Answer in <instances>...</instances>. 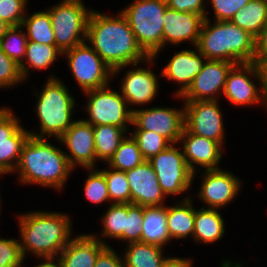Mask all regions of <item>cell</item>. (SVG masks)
Listing matches in <instances>:
<instances>
[{"label": "cell", "instance_id": "f35d334b", "mask_svg": "<svg viewBox=\"0 0 267 267\" xmlns=\"http://www.w3.org/2000/svg\"><path fill=\"white\" fill-rule=\"evenodd\" d=\"M24 259L19 240L0 237V267H22Z\"/></svg>", "mask_w": 267, "mask_h": 267}, {"label": "cell", "instance_id": "7402d4cb", "mask_svg": "<svg viewBox=\"0 0 267 267\" xmlns=\"http://www.w3.org/2000/svg\"><path fill=\"white\" fill-rule=\"evenodd\" d=\"M158 77L148 68L129 69L122 79L121 95L127 105H143L151 102L158 92Z\"/></svg>", "mask_w": 267, "mask_h": 267}, {"label": "cell", "instance_id": "9c48e42d", "mask_svg": "<svg viewBox=\"0 0 267 267\" xmlns=\"http://www.w3.org/2000/svg\"><path fill=\"white\" fill-rule=\"evenodd\" d=\"M68 59V66L77 85L83 92L100 89L109 84L113 77L112 69L102 60V58L86 42L73 47L62 56Z\"/></svg>", "mask_w": 267, "mask_h": 267}, {"label": "cell", "instance_id": "c3c4849f", "mask_svg": "<svg viewBox=\"0 0 267 267\" xmlns=\"http://www.w3.org/2000/svg\"><path fill=\"white\" fill-rule=\"evenodd\" d=\"M44 261L45 262L36 265V267H62L58 258H56L57 262L55 261V258H46Z\"/></svg>", "mask_w": 267, "mask_h": 267}, {"label": "cell", "instance_id": "7dc6e473", "mask_svg": "<svg viewBox=\"0 0 267 267\" xmlns=\"http://www.w3.org/2000/svg\"><path fill=\"white\" fill-rule=\"evenodd\" d=\"M161 267H192V260L179 257H166Z\"/></svg>", "mask_w": 267, "mask_h": 267}, {"label": "cell", "instance_id": "d6986e66", "mask_svg": "<svg viewBox=\"0 0 267 267\" xmlns=\"http://www.w3.org/2000/svg\"><path fill=\"white\" fill-rule=\"evenodd\" d=\"M178 143L183 144L182 150L185 161L194 176L197 172L195 171V165H199L205 170L220 169L218 164L223 155V148L218 142L190 133L184 128Z\"/></svg>", "mask_w": 267, "mask_h": 267}, {"label": "cell", "instance_id": "e575fe53", "mask_svg": "<svg viewBox=\"0 0 267 267\" xmlns=\"http://www.w3.org/2000/svg\"><path fill=\"white\" fill-rule=\"evenodd\" d=\"M127 214L126 204H110L106 213L102 216V236L123 240V229L125 228Z\"/></svg>", "mask_w": 267, "mask_h": 267}, {"label": "cell", "instance_id": "3957f363", "mask_svg": "<svg viewBox=\"0 0 267 267\" xmlns=\"http://www.w3.org/2000/svg\"><path fill=\"white\" fill-rule=\"evenodd\" d=\"M46 140L29 136L14 172L19 173L18 181L23 184L34 183L61 190L74 169L65 152Z\"/></svg>", "mask_w": 267, "mask_h": 267}, {"label": "cell", "instance_id": "cb8c5ba5", "mask_svg": "<svg viewBox=\"0 0 267 267\" xmlns=\"http://www.w3.org/2000/svg\"><path fill=\"white\" fill-rule=\"evenodd\" d=\"M192 201L187 196L178 204L167 206V229L171 240L193 237L195 208Z\"/></svg>", "mask_w": 267, "mask_h": 267}, {"label": "cell", "instance_id": "e0dca14e", "mask_svg": "<svg viewBox=\"0 0 267 267\" xmlns=\"http://www.w3.org/2000/svg\"><path fill=\"white\" fill-rule=\"evenodd\" d=\"M201 176V187L197 196L209 209L225 207L240 192L241 181L232 172L222 169L204 170Z\"/></svg>", "mask_w": 267, "mask_h": 267}, {"label": "cell", "instance_id": "7bdbcfd3", "mask_svg": "<svg viewBox=\"0 0 267 267\" xmlns=\"http://www.w3.org/2000/svg\"><path fill=\"white\" fill-rule=\"evenodd\" d=\"M205 0H168L167 7L180 12H192L207 17Z\"/></svg>", "mask_w": 267, "mask_h": 267}, {"label": "cell", "instance_id": "681fc988", "mask_svg": "<svg viewBox=\"0 0 267 267\" xmlns=\"http://www.w3.org/2000/svg\"><path fill=\"white\" fill-rule=\"evenodd\" d=\"M10 26L0 18V39Z\"/></svg>", "mask_w": 267, "mask_h": 267}, {"label": "cell", "instance_id": "836d02e7", "mask_svg": "<svg viewBox=\"0 0 267 267\" xmlns=\"http://www.w3.org/2000/svg\"><path fill=\"white\" fill-rule=\"evenodd\" d=\"M22 26H10L0 39V49L17 64L24 60L27 44L26 32Z\"/></svg>", "mask_w": 267, "mask_h": 267}, {"label": "cell", "instance_id": "484cf974", "mask_svg": "<svg viewBox=\"0 0 267 267\" xmlns=\"http://www.w3.org/2000/svg\"><path fill=\"white\" fill-rule=\"evenodd\" d=\"M225 233L224 220L218 209H209L204 206L195 209L193 239L197 242L213 243Z\"/></svg>", "mask_w": 267, "mask_h": 267}, {"label": "cell", "instance_id": "f546056e", "mask_svg": "<svg viewBox=\"0 0 267 267\" xmlns=\"http://www.w3.org/2000/svg\"><path fill=\"white\" fill-rule=\"evenodd\" d=\"M96 161L108 162L126 137L128 130L115 125L93 126Z\"/></svg>", "mask_w": 267, "mask_h": 267}, {"label": "cell", "instance_id": "7a4b0ae2", "mask_svg": "<svg viewBox=\"0 0 267 267\" xmlns=\"http://www.w3.org/2000/svg\"><path fill=\"white\" fill-rule=\"evenodd\" d=\"M20 247L42 258H58L72 237L70 217L60 212L35 211L19 216ZM71 236V237H70Z\"/></svg>", "mask_w": 267, "mask_h": 267}, {"label": "cell", "instance_id": "bcb514c9", "mask_svg": "<svg viewBox=\"0 0 267 267\" xmlns=\"http://www.w3.org/2000/svg\"><path fill=\"white\" fill-rule=\"evenodd\" d=\"M255 63L261 77V88L267 100V57H260Z\"/></svg>", "mask_w": 267, "mask_h": 267}, {"label": "cell", "instance_id": "74e56055", "mask_svg": "<svg viewBox=\"0 0 267 267\" xmlns=\"http://www.w3.org/2000/svg\"><path fill=\"white\" fill-rule=\"evenodd\" d=\"M143 214V206L127 203L123 241H126L127 243L141 241Z\"/></svg>", "mask_w": 267, "mask_h": 267}, {"label": "cell", "instance_id": "603a6c76", "mask_svg": "<svg viewBox=\"0 0 267 267\" xmlns=\"http://www.w3.org/2000/svg\"><path fill=\"white\" fill-rule=\"evenodd\" d=\"M108 246L94 234H83L72 238L59 254L62 267H94L98 254Z\"/></svg>", "mask_w": 267, "mask_h": 267}, {"label": "cell", "instance_id": "4dcf8cb0", "mask_svg": "<svg viewBox=\"0 0 267 267\" xmlns=\"http://www.w3.org/2000/svg\"><path fill=\"white\" fill-rule=\"evenodd\" d=\"M21 26L26 27L28 40L40 44L56 45L50 14L47 10L37 11L30 16L26 14Z\"/></svg>", "mask_w": 267, "mask_h": 267}, {"label": "cell", "instance_id": "4fadbf2b", "mask_svg": "<svg viewBox=\"0 0 267 267\" xmlns=\"http://www.w3.org/2000/svg\"><path fill=\"white\" fill-rule=\"evenodd\" d=\"M185 128L193 134L224 144L223 114L218 100L184 102Z\"/></svg>", "mask_w": 267, "mask_h": 267}, {"label": "cell", "instance_id": "d4e9b609", "mask_svg": "<svg viewBox=\"0 0 267 267\" xmlns=\"http://www.w3.org/2000/svg\"><path fill=\"white\" fill-rule=\"evenodd\" d=\"M170 240L167 206L144 207L141 241L164 247Z\"/></svg>", "mask_w": 267, "mask_h": 267}, {"label": "cell", "instance_id": "5b68a950", "mask_svg": "<svg viewBox=\"0 0 267 267\" xmlns=\"http://www.w3.org/2000/svg\"><path fill=\"white\" fill-rule=\"evenodd\" d=\"M36 115L40 121L38 134L30 132V136L36 138H48L51 136L59 139L73 124L72 113L75 109V100L70 95L67 86L55 75H49L48 81L41 93L38 91Z\"/></svg>", "mask_w": 267, "mask_h": 267}, {"label": "cell", "instance_id": "1f68e13d", "mask_svg": "<svg viewBox=\"0 0 267 267\" xmlns=\"http://www.w3.org/2000/svg\"><path fill=\"white\" fill-rule=\"evenodd\" d=\"M144 161L145 159L136 141L129 134L128 137L126 136L124 138L118 149L114 152V155L106 164L111 168L126 172L142 164Z\"/></svg>", "mask_w": 267, "mask_h": 267}, {"label": "cell", "instance_id": "ba28073f", "mask_svg": "<svg viewBox=\"0 0 267 267\" xmlns=\"http://www.w3.org/2000/svg\"><path fill=\"white\" fill-rule=\"evenodd\" d=\"M84 93L88 97L86 111L89 116L84 121L93 126L115 125L124 130L128 129V124L132 125L133 109H128L127 101L120 92L111 90L108 85Z\"/></svg>", "mask_w": 267, "mask_h": 267}, {"label": "cell", "instance_id": "8d00e7d4", "mask_svg": "<svg viewBox=\"0 0 267 267\" xmlns=\"http://www.w3.org/2000/svg\"><path fill=\"white\" fill-rule=\"evenodd\" d=\"M89 174L84 185V195L92 204L110 202L104 174L95 168L88 169Z\"/></svg>", "mask_w": 267, "mask_h": 267}, {"label": "cell", "instance_id": "f1b7e54d", "mask_svg": "<svg viewBox=\"0 0 267 267\" xmlns=\"http://www.w3.org/2000/svg\"><path fill=\"white\" fill-rule=\"evenodd\" d=\"M230 21L256 38L267 25V0H250Z\"/></svg>", "mask_w": 267, "mask_h": 267}, {"label": "cell", "instance_id": "7c38bea8", "mask_svg": "<svg viewBox=\"0 0 267 267\" xmlns=\"http://www.w3.org/2000/svg\"><path fill=\"white\" fill-rule=\"evenodd\" d=\"M251 76L259 80L260 89ZM222 95L237 106L256 105L262 102L267 109V100L261 88V77L255 62L235 64L228 73Z\"/></svg>", "mask_w": 267, "mask_h": 267}, {"label": "cell", "instance_id": "44dd1931", "mask_svg": "<svg viewBox=\"0 0 267 267\" xmlns=\"http://www.w3.org/2000/svg\"><path fill=\"white\" fill-rule=\"evenodd\" d=\"M194 48L195 51L186 49L175 53L165 68L161 70V77H166L168 80L181 84L175 92L176 97L182 96L187 91L207 60L199 52L197 46H194Z\"/></svg>", "mask_w": 267, "mask_h": 267}, {"label": "cell", "instance_id": "8992f818", "mask_svg": "<svg viewBox=\"0 0 267 267\" xmlns=\"http://www.w3.org/2000/svg\"><path fill=\"white\" fill-rule=\"evenodd\" d=\"M167 8V2L161 0H135L121 11L149 57L156 58L163 49V17Z\"/></svg>", "mask_w": 267, "mask_h": 267}, {"label": "cell", "instance_id": "d6a6232c", "mask_svg": "<svg viewBox=\"0 0 267 267\" xmlns=\"http://www.w3.org/2000/svg\"><path fill=\"white\" fill-rule=\"evenodd\" d=\"M107 169H102L100 171L105 176L110 202L112 201L111 204L131 203V191L126 172L109 166Z\"/></svg>", "mask_w": 267, "mask_h": 267}, {"label": "cell", "instance_id": "9a60e30c", "mask_svg": "<svg viewBox=\"0 0 267 267\" xmlns=\"http://www.w3.org/2000/svg\"><path fill=\"white\" fill-rule=\"evenodd\" d=\"M234 65L224 60H206L191 86L177 98L184 102L218 100L217 95L223 94L228 73Z\"/></svg>", "mask_w": 267, "mask_h": 267}, {"label": "cell", "instance_id": "60d3db41", "mask_svg": "<svg viewBox=\"0 0 267 267\" xmlns=\"http://www.w3.org/2000/svg\"><path fill=\"white\" fill-rule=\"evenodd\" d=\"M23 81L20 65L0 49V88H10Z\"/></svg>", "mask_w": 267, "mask_h": 267}, {"label": "cell", "instance_id": "4316f807", "mask_svg": "<svg viewBox=\"0 0 267 267\" xmlns=\"http://www.w3.org/2000/svg\"><path fill=\"white\" fill-rule=\"evenodd\" d=\"M123 254L125 267H161L166 259L163 247L142 241L127 243Z\"/></svg>", "mask_w": 267, "mask_h": 267}, {"label": "cell", "instance_id": "ac0fdd59", "mask_svg": "<svg viewBox=\"0 0 267 267\" xmlns=\"http://www.w3.org/2000/svg\"><path fill=\"white\" fill-rule=\"evenodd\" d=\"M131 191V203L143 207L164 205L163 193L151 163L145 160L132 170L126 171Z\"/></svg>", "mask_w": 267, "mask_h": 267}, {"label": "cell", "instance_id": "ab89813d", "mask_svg": "<svg viewBox=\"0 0 267 267\" xmlns=\"http://www.w3.org/2000/svg\"><path fill=\"white\" fill-rule=\"evenodd\" d=\"M28 0H0V18L9 26H20Z\"/></svg>", "mask_w": 267, "mask_h": 267}, {"label": "cell", "instance_id": "b9f144b4", "mask_svg": "<svg viewBox=\"0 0 267 267\" xmlns=\"http://www.w3.org/2000/svg\"><path fill=\"white\" fill-rule=\"evenodd\" d=\"M211 2L214 21H230L236 12L245 7L250 0H206Z\"/></svg>", "mask_w": 267, "mask_h": 267}, {"label": "cell", "instance_id": "5bb4252c", "mask_svg": "<svg viewBox=\"0 0 267 267\" xmlns=\"http://www.w3.org/2000/svg\"><path fill=\"white\" fill-rule=\"evenodd\" d=\"M11 109L0 107V172L14 173L24 143L30 136Z\"/></svg>", "mask_w": 267, "mask_h": 267}, {"label": "cell", "instance_id": "6da1fadb", "mask_svg": "<svg viewBox=\"0 0 267 267\" xmlns=\"http://www.w3.org/2000/svg\"><path fill=\"white\" fill-rule=\"evenodd\" d=\"M86 42L112 69L113 76L129 65L142 62L154 65L139 46L127 18L119 12L109 16L91 9L87 23Z\"/></svg>", "mask_w": 267, "mask_h": 267}, {"label": "cell", "instance_id": "ffe728a7", "mask_svg": "<svg viewBox=\"0 0 267 267\" xmlns=\"http://www.w3.org/2000/svg\"><path fill=\"white\" fill-rule=\"evenodd\" d=\"M204 19L196 13L167 8L163 17V49L166 43L179 45L184 41L197 46Z\"/></svg>", "mask_w": 267, "mask_h": 267}, {"label": "cell", "instance_id": "30bf717a", "mask_svg": "<svg viewBox=\"0 0 267 267\" xmlns=\"http://www.w3.org/2000/svg\"><path fill=\"white\" fill-rule=\"evenodd\" d=\"M148 161L165 196L190 190L194 173L186 163L183 151H179L175 144L169 145Z\"/></svg>", "mask_w": 267, "mask_h": 267}, {"label": "cell", "instance_id": "83f0119b", "mask_svg": "<svg viewBox=\"0 0 267 267\" xmlns=\"http://www.w3.org/2000/svg\"><path fill=\"white\" fill-rule=\"evenodd\" d=\"M58 55H63V53L56 47V45L40 44L28 40L25 57L20 65V72L23 79L26 80L31 67L32 69L36 68L35 70L49 69V66L58 59Z\"/></svg>", "mask_w": 267, "mask_h": 267}, {"label": "cell", "instance_id": "f6af8a7d", "mask_svg": "<svg viewBox=\"0 0 267 267\" xmlns=\"http://www.w3.org/2000/svg\"><path fill=\"white\" fill-rule=\"evenodd\" d=\"M260 57H267V25L255 38V62Z\"/></svg>", "mask_w": 267, "mask_h": 267}, {"label": "cell", "instance_id": "52a82bcc", "mask_svg": "<svg viewBox=\"0 0 267 267\" xmlns=\"http://www.w3.org/2000/svg\"><path fill=\"white\" fill-rule=\"evenodd\" d=\"M56 47L63 53L86 41L88 11L82 0H62L49 7Z\"/></svg>", "mask_w": 267, "mask_h": 267}, {"label": "cell", "instance_id": "2e32d148", "mask_svg": "<svg viewBox=\"0 0 267 267\" xmlns=\"http://www.w3.org/2000/svg\"><path fill=\"white\" fill-rule=\"evenodd\" d=\"M68 148L65 152L70 166H82L86 170L95 168L96 152L94 143L93 125L83 119L74 120L71 127L57 139Z\"/></svg>", "mask_w": 267, "mask_h": 267}, {"label": "cell", "instance_id": "ee69618b", "mask_svg": "<svg viewBox=\"0 0 267 267\" xmlns=\"http://www.w3.org/2000/svg\"><path fill=\"white\" fill-rule=\"evenodd\" d=\"M112 248L108 245L98 254L94 267H125L123 256L121 258Z\"/></svg>", "mask_w": 267, "mask_h": 267}, {"label": "cell", "instance_id": "277c9868", "mask_svg": "<svg viewBox=\"0 0 267 267\" xmlns=\"http://www.w3.org/2000/svg\"><path fill=\"white\" fill-rule=\"evenodd\" d=\"M205 17L197 48L207 60L235 64L255 62V37L231 21H213Z\"/></svg>", "mask_w": 267, "mask_h": 267}, {"label": "cell", "instance_id": "8fae6325", "mask_svg": "<svg viewBox=\"0 0 267 267\" xmlns=\"http://www.w3.org/2000/svg\"><path fill=\"white\" fill-rule=\"evenodd\" d=\"M132 125L135 130L155 132L171 144H177L185 128V108L151 107L133 109Z\"/></svg>", "mask_w": 267, "mask_h": 267}, {"label": "cell", "instance_id": "d590c367", "mask_svg": "<svg viewBox=\"0 0 267 267\" xmlns=\"http://www.w3.org/2000/svg\"><path fill=\"white\" fill-rule=\"evenodd\" d=\"M145 160L151 159L159 152L165 150L171 143L162 135L147 130L130 131Z\"/></svg>", "mask_w": 267, "mask_h": 267}]
</instances>
